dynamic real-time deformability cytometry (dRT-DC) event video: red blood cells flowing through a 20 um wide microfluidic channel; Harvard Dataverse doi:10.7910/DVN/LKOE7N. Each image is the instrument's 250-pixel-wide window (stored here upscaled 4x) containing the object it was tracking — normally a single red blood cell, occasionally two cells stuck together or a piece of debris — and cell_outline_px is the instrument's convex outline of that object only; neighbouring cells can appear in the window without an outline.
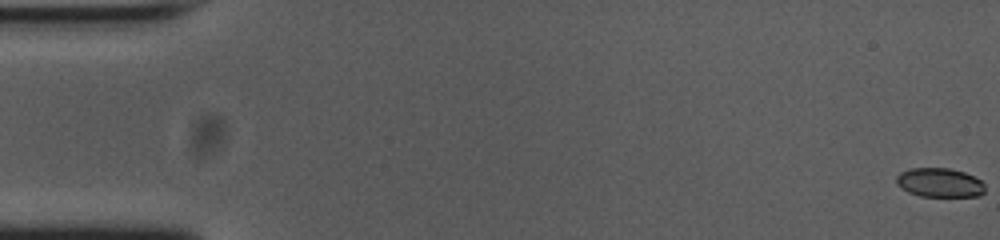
{"species": "common noctule bat (a hibernating species)", "species_latin": "Nyctalus noctula", "temperature_condition": "cold", "stored_images_in_passage": 55, "camera_frame_rate_fps": 3000, "um_per_image_px": 0.085, "animal": {"sex": "female", "body_mass_g": 23.0, "forearm_length_mm": 53.4}, "frame": {"image": 1, "passage_image": 1, "time_ms": 0.0, "image_size_px": [1000, 240], "cell_outline_px": [[984, 192], [980, 196], [920, 196], [908, 192], [896, 184], [896, 176], [900, 172], [912, 168], [948, 168], [964, 172], [980, 180], [984, 184]], "centroid_in_image_um": [79.85, 15.52], "position_along_channel_um": 5.2, "area_um2": 14.97}}
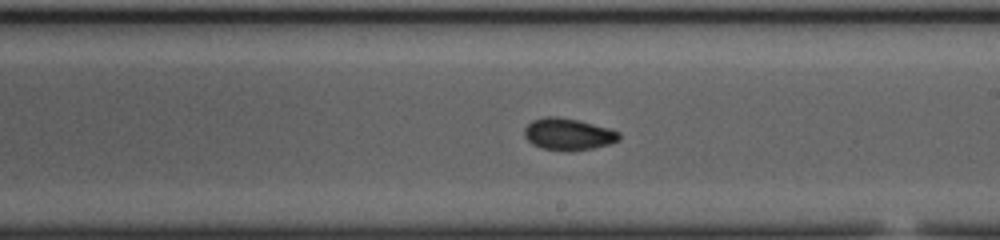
{"frame": {"image": 2, "passage_image": 32, "time_ms": 10.333, "image_size_px": [1000, 240], "cell_outline_px": [[620, 140], [608, 144], [592, 148], [572, 152], [568, 152], [544, 148], [532, 144], [524, 136], [524, 128], [532, 120], [544, 116], [556, 116], [576, 120], [608, 128], [620, 132]], "centroid_in_image_um": [48.28, 11.41], "position_along_channel_um": 240.7, "area_um2": 17.57}}
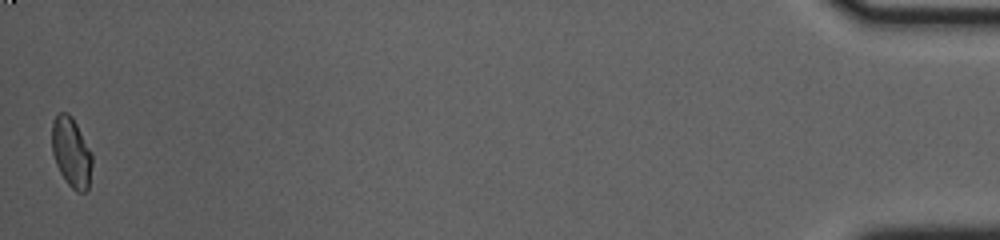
{"frame": {"image": 3, "passage_image": 55, "time_ms": 18.0, "image_size_px": [1000, 240], "cell_outline_px": [[92, 164], [88, 188], [84, 192], [76, 192], [64, 180], [56, 164], [52, 152], [52, 120], [56, 112], [68, 112], [72, 116], [92, 156]], "centroid_in_image_um": [6.03, 12.93], "position_along_channel_um": 429.2, "area_um2": 16.3}, "authors_computed_cell_mechanics": {"area_um2": 16.5886, "velocity_mm_per_s": 3.7417, "shape_relaxation_time_tau1_ms": null, "shape_relaxation_time_tau2_ms": 2.262, "deformation_change_tau1": null, "deformation_change_tau2": 0.0594}}